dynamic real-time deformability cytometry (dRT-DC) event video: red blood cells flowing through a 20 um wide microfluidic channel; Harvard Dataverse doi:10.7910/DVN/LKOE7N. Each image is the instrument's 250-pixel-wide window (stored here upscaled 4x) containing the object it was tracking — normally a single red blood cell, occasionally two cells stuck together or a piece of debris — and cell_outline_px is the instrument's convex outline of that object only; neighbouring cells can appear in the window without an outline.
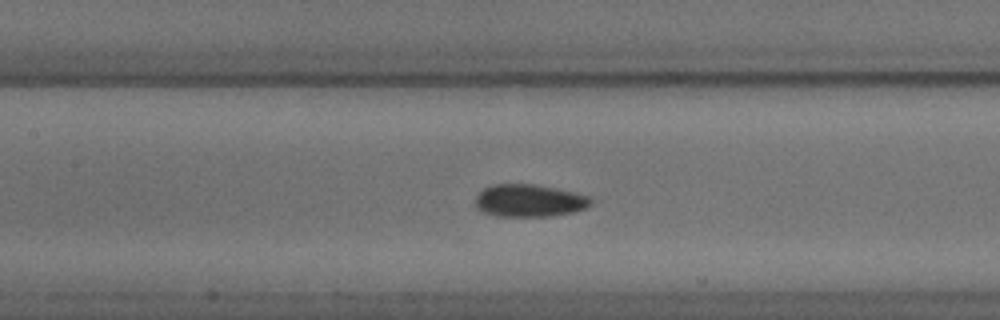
{"species": "common noctule bat (a hibernating species)", "species_latin": "Nyctalus noctula", "temperature_condition": "cold", "stored_images_in_passage": 56, "camera_frame_rate_fps": 3000, "um_per_image_px": 0.085, "animal": {"sex": "male", "body_mass_g": 18.8}, "frame": {"image": 1, "passage_image": 26, "time_ms": 8.333, "image_size_px": [1000, 320], "cell_outline_px": [[592, 204], [584, 208], [572, 212], [548, 216], [500, 216], [480, 212], [476, 208], [476, 196], [484, 188], [492, 184], [532, 184], [556, 188], [592, 196]], "centroid_in_image_um": [44.98, 17.05], "position_along_channel_um": 162.4, "area_um2": 21.91}}
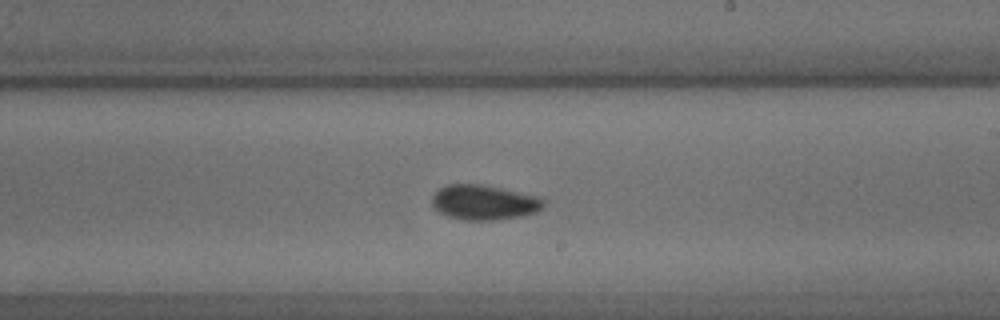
{"frame": {"image": 2, "passage_image": 33, "time_ms": 10.667, "image_size_px": [1000, 320], "cell_outline_px": [[544, 204], [536, 212], [520, 216], [492, 220], [460, 220], [448, 216], [432, 208], [432, 196], [440, 188], [448, 184], [484, 184], [540, 196], [544, 200]], "centroid_in_image_um": [41.13, 17.19], "position_along_channel_um": 247.9, "area_um2": 22.83}}
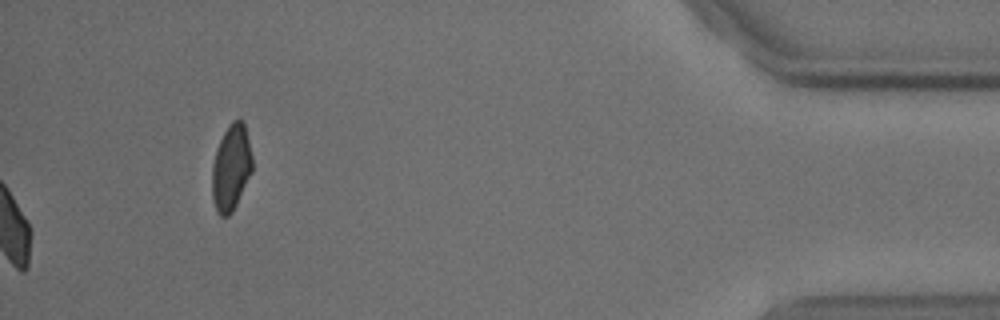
{"frame": {"image": 3, "passage_image": 56, "time_ms": 18.333, "image_size_px": [1000, 320], "cell_outline_px": [[252, 172], [232, 212], [228, 216], [220, 216], [216, 212], [212, 200], [212, 164], [216, 148], [228, 124], [232, 120], [244, 120], [252, 156]], "centroid_in_image_um": [19.63, 14.24], "position_along_channel_um": 415.6, "area_um2": 20.35}, "authors_computed_cell_mechanics": {"area_um2": 21.0103, "velocity_mm_per_s": 3.6739, "shape_relaxation_time_tau1_ms": 6.0027, "shape_relaxation_time_tau2_ms": 1.4334, "deformation_change_tau1": 0.0843, "deformation_change_tau2": 0.0483}}